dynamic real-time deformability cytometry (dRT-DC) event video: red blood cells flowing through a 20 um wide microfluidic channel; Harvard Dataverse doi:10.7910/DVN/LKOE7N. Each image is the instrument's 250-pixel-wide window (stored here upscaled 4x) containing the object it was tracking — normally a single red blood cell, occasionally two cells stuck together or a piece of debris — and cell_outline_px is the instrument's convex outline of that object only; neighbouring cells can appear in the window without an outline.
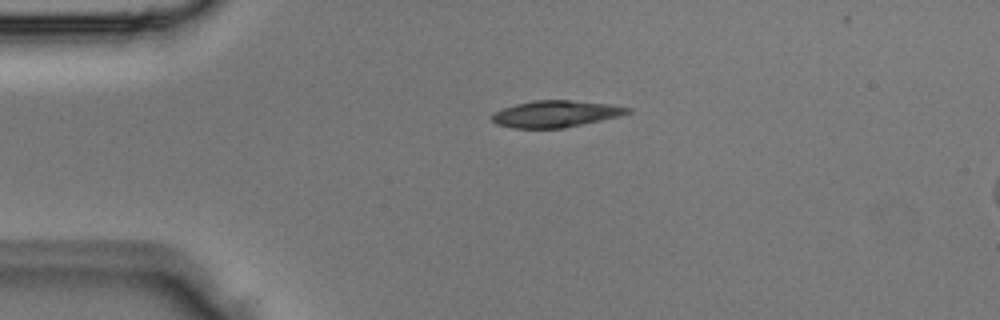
{"species": "Egyptian fruit bat (a non-hibernating species)", "species_latin": "Rousettus aegyptiacus", "temperature_condition": "room temperature", "stored_images_in_passage": 2, "camera_frame_rate_fps": 3000, "um_per_image_px": 0.085, "animal": {"sex": "male"}, "frame": {"image": 1, "passage_image": 1, "time_ms": 0.0, "image_size_px": [1000, 320], "cell_outline_px": [[632, 112], [620, 116], [564, 128], [512, 128], [496, 124], [492, 120], [492, 116], [496, 112], [504, 108], [516, 104], [536, 100], [568, 100], [608, 104], [632, 108]], "centroid_in_image_um": [47.26, 9.68], "position_along_channel_um": 37.7, "area_um2": 20.87}}